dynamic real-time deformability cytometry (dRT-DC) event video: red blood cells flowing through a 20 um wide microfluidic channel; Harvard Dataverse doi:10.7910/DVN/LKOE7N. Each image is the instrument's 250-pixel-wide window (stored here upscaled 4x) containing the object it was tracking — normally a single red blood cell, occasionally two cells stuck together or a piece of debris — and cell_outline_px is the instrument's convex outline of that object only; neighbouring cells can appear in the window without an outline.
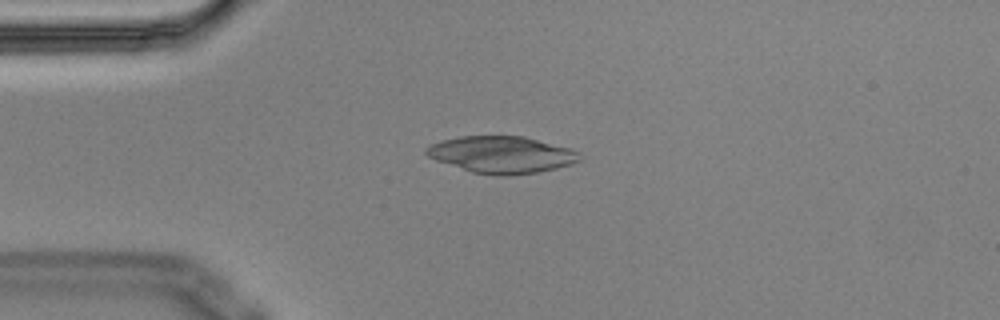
{"species": "Egyptian fruit bat (a non-hibernating species)", "species_latin": "Rousettus aegyptiacus", "temperature_condition": "cold", "stored_images_in_passage": 4, "camera_frame_rate_fps": 3000, "um_per_image_px": 0.085, "animal": {"sex": "male"}, "frame": {"image": 1, "passage_image": 2, "time_ms": 0.333, "image_size_px": [1000, 320], "cell_outline_px": [[580, 160], [572, 164], [556, 168], [536, 172], [508, 176], [500, 176], [472, 172], [436, 160], [428, 156], [424, 152], [424, 148], [432, 144], [444, 140], [460, 136], [524, 136], [572, 148], [580, 152]], "centroid_in_image_um": [42.67, 13.14], "position_along_channel_um": 42.3, "area_um2": 32.95}}